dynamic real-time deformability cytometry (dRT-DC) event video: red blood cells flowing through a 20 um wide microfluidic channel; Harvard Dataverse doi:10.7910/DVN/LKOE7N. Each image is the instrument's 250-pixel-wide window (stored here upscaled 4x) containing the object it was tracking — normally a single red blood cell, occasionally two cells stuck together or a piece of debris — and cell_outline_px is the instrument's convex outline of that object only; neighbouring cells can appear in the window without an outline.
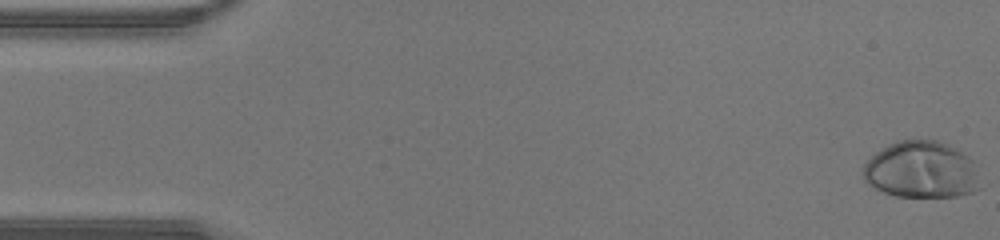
{"species": "human", "species_latin": "Homo sapiens", "temperature_condition": "warm", "stored_images_in_passage": 45, "camera_frame_rate_fps": 3000, "um_per_image_px": 0.085, "donor": {"sex": "male"}, "frame": {"image": 1, "passage_image": 1, "time_ms": 0.0, "image_size_px": [1000, 240], "cell_outline_px": [[980, 188], [972, 192], [956, 196], [896, 196], [884, 192], [868, 184], [864, 180], [864, 164], [876, 152], [888, 144], [900, 140], [936, 140], [956, 148], [972, 160], [976, 172]], "centroid_in_image_um": [78.3, 14.43], "position_along_channel_um": 6.7, "area_um2": 38.32}}
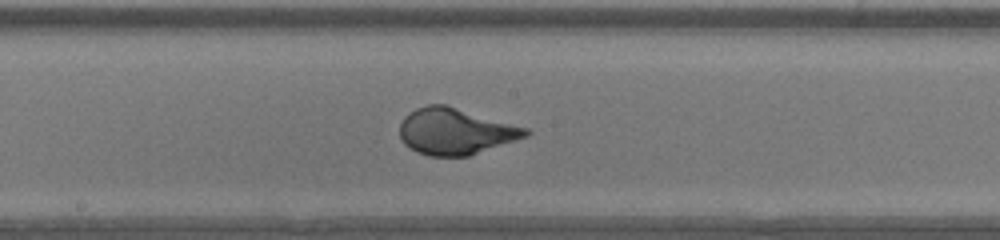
{"frame": {"image": 2, "passage_image": 24, "time_ms": 7.667, "image_size_px": [1000, 240], "cell_outline_px": [[532, 132], [528, 136], [468, 156], [428, 156], [416, 152], [408, 148], [400, 140], [400, 124], [404, 116], [416, 108], [428, 104], [444, 104], [528, 128]], "centroid_in_image_um": [38.68, 11.17], "position_along_channel_um": 209.5, "area_um2": 34.04}}
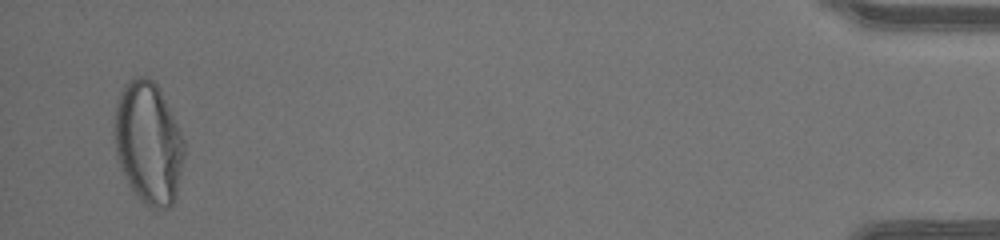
{"frame": {"image": 3, "passage_image": 44, "time_ms": 14.333, "image_size_px": [1000, 240], "cell_outline_px": [[184, 156], [176, 196], [172, 204], [168, 208], [152, 208], [144, 204], [132, 192], [120, 168], [116, 156], [116, 104], [120, 92], [124, 84], [132, 76], [148, 76], [156, 84], [176, 120], [184, 140]], "centroid_in_image_um": [12.62, 12.15], "position_along_channel_um": 422.6, "area_um2": 49.65}}